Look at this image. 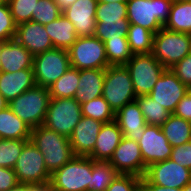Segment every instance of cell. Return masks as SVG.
Listing matches in <instances>:
<instances>
[{"label": "cell", "mask_w": 191, "mask_h": 191, "mask_svg": "<svg viewBox=\"0 0 191 191\" xmlns=\"http://www.w3.org/2000/svg\"><path fill=\"white\" fill-rule=\"evenodd\" d=\"M71 67L68 50L53 48L34 56L35 84L49 88Z\"/></svg>", "instance_id": "8fae6325"}, {"label": "cell", "mask_w": 191, "mask_h": 191, "mask_svg": "<svg viewBox=\"0 0 191 191\" xmlns=\"http://www.w3.org/2000/svg\"><path fill=\"white\" fill-rule=\"evenodd\" d=\"M98 0H77L62 10L75 28L77 37L94 36Z\"/></svg>", "instance_id": "2e32d148"}, {"label": "cell", "mask_w": 191, "mask_h": 191, "mask_svg": "<svg viewBox=\"0 0 191 191\" xmlns=\"http://www.w3.org/2000/svg\"><path fill=\"white\" fill-rule=\"evenodd\" d=\"M79 70L70 67L63 76L48 89L51 98H74L79 85Z\"/></svg>", "instance_id": "83f0119b"}, {"label": "cell", "mask_w": 191, "mask_h": 191, "mask_svg": "<svg viewBox=\"0 0 191 191\" xmlns=\"http://www.w3.org/2000/svg\"><path fill=\"white\" fill-rule=\"evenodd\" d=\"M14 39L33 56L54 48L44 25L33 21L17 25Z\"/></svg>", "instance_id": "e0dca14e"}, {"label": "cell", "mask_w": 191, "mask_h": 191, "mask_svg": "<svg viewBox=\"0 0 191 191\" xmlns=\"http://www.w3.org/2000/svg\"><path fill=\"white\" fill-rule=\"evenodd\" d=\"M147 125L161 126L172 114L148 95L136 98Z\"/></svg>", "instance_id": "f1b7e54d"}, {"label": "cell", "mask_w": 191, "mask_h": 191, "mask_svg": "<svg viewBox=\"0 0 191 191\" xmlns=\"http://www.w3.org/2000/svg\"><path fill=\"white\" fill-rule=\"evenodd\" d=\"M172 3L173 0H128L127 19L155 34L168 20Z\"/></svg>", "instance_id": "277c9868"}, {"label": "cell", "mask_w": 191, "mask_h": 191, "mask_svg": "<svg viewBox=\"0 0 191 191\" xmlns=\"http://www.w3.org/2000/svg\"><path fill=\"white\" fill-rule=\"evenodd\" d=\"M30 140L43 154L45 165L51 174L75 156L69 138L44 125L32 128Z\"/></svg>", "instance_id": "6da1fadb"}, {"label": "cell", "mask_w": 191, "mask_h": 191, "mask_svg": "<svg viewBox=\"0 0 191 191\" xmlns=\"http://www.w3.org/2000/svg\"><path fill=\"white\" fill-rule=\"evenodd\" d=\"M55 1L59 5L61 10H63L65 8H67L68 6H70L71 4H73L77 0H55Z\"/></svg>", "instance_id": "c3c4849f"}, {"label": "cell", "mask_w": 191, "mask_h": 191, "mask_svg": "<svg viewBox=\"0 0 191 191\" xmlns=\"http://www.w3.org/2000/svg\"><path fill=\"white\" fill-rule=\"evenodd\" d=\"M170 70L191 90V53L176 63Z\"/></svg>", "instance_id": "60d3db41"}, {"label": "cell", "mask_w": 191, "mask_h": 191, "mask_svg": "<svg viewBox=\"0 0 191 191\" xmlns=\"http://www.w3.org/2000/svg\"><path fill=\"white\" fill-rule=\"evenodd\" d=\"M13 169L18 182L33 186H43L50 183L51 173L47 170L44 156L31 140L23 146Z\"/></svg>", "instance_id": "9c48e42d"}, {"label": "cell", "mask_w": 191, "mask_h": 191, "mask_svg": "<svg viewBox=\"0 0 191 191\" xmlns=\"http://www.w3.org/2000/svg\"><path fill=\"white\" fill-rule=\"evenodd\" d=\"M141 177L133 174H118L105 191H141Z\"/></svg>", "instance_id": "ab89813d"}, {"label": "cell", "mask_w": 191, "mask_h": 191, "mask_svg": "<svg viewBox=\"0 0 191 191\" xmlns=\"http://www.w3.org/2000/svg\"><path fill=\"white\" fill-rule=\"evenodd\" d=\"M169 159L191 170V141L172 147Z\"/></svg>", "instance_id": "b9f144b4"}, {"label": "cell", "mask_w": 191, "mask_h": 191, "mask_svg": "<svg viewBox=\"0 0 191 191\" xmlns=\"http://www.w3.org/2000/svg\"><path fill=\"white\" fill-rule=\"evenodd\" d=\"M29 140L0 139V167L14 168L23 146Z\"/></svg>", "instance_id": "e575fe53"}, {"label": "cell", "mask_w": 191, "mask_h": 191, "mask_svg": "<svg viewBox=\"0 0 191 191\" xmlns=\"http://www.w3.org/2000/svg\"><path fill=\"white\" fill-rule=\"evenodd\" d=\"M8 107V102L6 99L0 94V111Z\"/></svg>", "instance_id": "681fc988"}, {"label": "cell", "mask_w": 191, "mask_h": 191, "mask_svg": "<svg viewBox=\"0 0 191 191\" xmlns=\"http://www.w3.org/2000/svg\"><path fill=\"white\" fill-rule=\"evenodd\" d=\"M104 45L109 66H124L133 56L128 39L106 40Z\"/></svg>", "instance_id": "836d02e7"}, {"label": "cell", "mask_w": 191, "mask_h": 191, "mask_svg": "<svg viewBox=\"0 0 191 191\" xmlns=\"http://www.w3.org/2000/svg\"><path fill=\"white\" fill-rule=\"evenodd\" d=\"M54 48L68 50L77 39L74 25L63 15L44 25Z\"/></svg>", "instance_id": "d4e9b609"}, {"label": "cell", "mask_w": 191, "mask_h": 191, "mask_svg": "<svg viewBox=\"0 0 191 191\" xmlns=\"http://www.w3.org/2000/svg\"><path fill=\"white\" fill-rule=\"evenodd\" d=\"M114 121L119 125L123 137L134 141L141 138L147 125L136 100L116 111Z\"/></svg>", "instance_id": "ffe728a7"}, {"label": "cell", "mask_w": 191, "mask_h": 191, "mask_svg": "<svg viewBox=\"0 0 191 191\" xmlns=\"http://www.w3.org/2000/svg\"><path fill=\"white\" fill-rule=\"evenodd\" d=\"M106 69L79 70V85L74 99L80 104L102 96Z\"/></svg>", "instance_id": "603a6c76"}, {"label": "cell", "mask_w": 191, "mask_h": 191, "mask_svg": "<svg viewBox=\"0 0 191 191\" xmlns=\"http://www.w3.org/2000/svg\"><path fill=\"white\" fill-rule=\"evenodd\" d=\"M18 182L13 168L0 167V191H8Z\"/></svg>", "instance_id": "7bdbcfd3"}, {"label": "cell", "mask_w": 191, "mask_h": 191, "mask_svg": "<svg viewBox=\"0 0 191 191\" xmlns=\"http://www.w3.org/2000/svg\"><path fill=\"white\" fill-rule=\"evenodd\" d=\"M29 191H52L50 185L33 186L29 184Z\"/></svg>", "instance_id": "7dc6e473"}, {"label": "cell", "mask_w": 191, "mask_h": 191, "mask_svg": "<svg viewBox=\"0 0 191 191\" xmlns=\"http://www.w3.org/2000/svg\"><path fill=\"white\" fill-rule=\"evenodd\" d=\"M70 65L78 70L106 69L105 45L96 36L77 37L68 49Z\"/></svg>", "instance_id": "30bf717a"}, {"label": "cell", "mask_w": 191, "mask_h": 191, "mask_svg": "<svg viewBox=\"0 0 191 191\" xmlns=\"http://www.w3.org/2000/svg\"><path fill=\"white\" fill-rule=\"evenodd\" d=\"M188 33L175 32L162 27L153 36V56L166 68L190 54Z\"/></svg>", "instance_id": "5b68a950"}, {"label": "cell", "mask_w": 191, "mask_h": 191, "mask_svg": "<svg viewBox=\"0 0 191 191\" xmlns=\"http://www.w3.org/2000/svg\"><path fill=\"white\" fill-rule=\"evenodd\" d=\"M81 118V104L76 99L51 98L43 125L69 138Z\"/></svg>", "instance_id": "52a82bcc"}, {"label": "cell", "mask_w": 191, "mask_h": 191, "mask_svg": "<svg viewBox=\"0 0 191 191\" xmlns=\"http://www.w3.org/2000/svg\"><path fill=\"white\" fill-rule=\"evenodd\" d=\"M92 159L75 155L51 174L52 191H91Z\"/></svg>", "instance_id": "7a4b0ae2"}, {"label": "cell", "mask_w": 191, "mask_h": 191, "mask_svg": "<svg viewBox=\"0 0 191 191\" xmlns=\"http://www.w3.org/2000/svg\"><path fill=\"white\" fill-rule=\"evenodd\" d=\"M154 34L136 24H130L128 30V43L133 54H150L153 51Z\"/></svg>", "instance_id": "f546056e"}, {"label": "cell", "mask_w": 191, "mask_h": 191, "mask_svg": "<svg viewBox=\"0 0 191 191\" xmlns=\"http://www.w3.org/2000/svg\"><path fill=\"white\" fill-rule=\"evenodd\" d=\"M138 144L146 167L167 160L171 156L172 146L165 137L161 126L146 125Z\"/></svg>", "instance_id": "5bb4252c"}, {"label": "cell", "mask_w": 191, "mask_h": 191, "mask_svg": "<svg viewBox=\"0 0 191 191\" xmlns=\"http://www.w3.org/2000/svg\"><path fill=\"white\" fill-rule=\"evenodd\" d=\"M17 25L11 15L8 2L0 4V41L12 40L15 37Z\"/></svg>", "instance_id": "f35d334b"}, {"label": "cell", "mask_w": 191, "mask_h": 191, "mask_svg": "<svg viewBox=\"0 0 191 191\" xmlns=\"http://www.w3.org/2000/svg\"><path fill=\"white\" fill-rule=\"evenodd\" d=\"M182 191H191V182L189 184H187Z\"/></svg>", "instance_id": "816d5d0a"}, {"label": "cell", "mask_w": 191, "mask_h": 191, "mask_svg": "<svg viewBox=\"0 0 191 191\" xmlns=\"http://www.w3.org/2000/svg\"><path fill=\"white\" fill-rule=\"evenodd\" d=\"M129 26L128 19L96 22L94 36L99 38L103 43L106 40L127 39Z\"/></svg>", "instance_id": "4dcf8cb0"}, {"label": "cell", "mask_w": 191, "mask_h": 191, "mask_svg": "<svg viewBox=\"0 0 191 191\" xmlns=\"http://www.w3.org/2000/svg\"><path fill=\"white\" fill-rule=\"evenodd\" d=\"M119 174L145 175L144 165L138 141L123 137L108 161Z\"/></svg>", "instance_id": "4fadbf2b"}, {"label": "cell", "mask_w": 191, "mask_h": 191, "mask_svg": "<svg viewBox=\"0 0 191 191\" xmlns=\"http://www.w3.org/2000/svg\"><path fill=\"white\" fill-rule=\"evenodd\" d=\"M34 56L15 39L0 44V72L33 69Z\"/></svg>", "instance_id": "d6986e66"}, {"label": "cell", "mask_w": 191, "mask_h": 191, "mask_svg": "<svg viewBox=\"0 0 191 191\" xmlns=\"http://www.w3.org/2000/svg\"><path fill=\"white\" fill-rule=\"evenodd\" d=\"M130 73L136 96L149 95L166 68L150 54H133L124 65Z\"/></svg>", "instance_id": "ba28073f"}, {"label": "cell", "mask_w": 191, "mask_h": 191, "mask_svg": "<svg viewBox=\"0 0 191 191\" xmlns=\"http://www.w3.org/2000/svg\"><path fill=\"white\" fill-rule=\"evenodd\" d=\"M161 129L172 147L191 141V122L173 113L161 125Z\"/></svg>", "instance_id": "484cf974"}, {"label": "cell", "mask_w": 191, "mask_h": 191, "mask_svg": "<svg viewBox=\"0 0 191 191\" xmlns=\"http://www.w3.org/2000/svg\"><path fill=\"white\" fill-rule=\"evenodd\" d=\"M189 40H190V52H191V33H188Z\"/></svg>", "instance_id": "f5cc1de1"}, {"label": "cell", "mask_w": 191, "mask_h": 191, "mask_svg": "<svg viewBox=\"0 0 191 191\" xmlns=\"http://www.w3.org/2000/svg\"><path fill=\"white\" fill-rule=\"evenodd\" d=\"M31 130L9 107L0 111V139L30 140Z\"/></svg>", "instance_id": "cb8c5ba5"}, {"label": "cell", "mask_w": 191, "mask_h": 191, "mask_svg": "<svg viewBox=\"0 0 191 191\" xmlns=\"http://www.w3.org/2000/svg\"><path fill=\"white\" fill-rule=\"evenodd\" d=\"M140 189L141 191H182V189L178 188L162 187L152 184L144 176L141 177Z\"/></svg>", "instance_id": "f6af8a7d"}, {"label": "cell", "mask_w": 191, "mask_h": 191, "mask_svg": "<svg viewBox=\"0 0 191 191\" xmlns=\"http://www.w3.org/2000/svg\"><path fill=\"white\" fill-rule=\"evenodd\" d=\"M173 114L191 122V90L179 101Z\"/></svg>", "instance_id": "ee69618b"}, {"label": "cell", "mask_w": 191, "mask_h": 191, "mask_svg": "<svg viewBox=\"0 0 191 191\" xmlns=\"http://www.w3.org/2000/svg\"><path fill=\"white\" fill-rule=\"evenodd\" d=\"M81 111L82 116L93 118L102 123H109L115 120V112L103 96L82 103Z\"/></svg>", "instance_id": "d6a6232c"}, {"label": "cell", "mask_w": 191, "mask_h": 191, "mask_svg": "<svg viewBox=\"0 0 191 191\" xmlns=\"http://www.w3.org/2000/svg\"><path fill=\"white\" fill-rule=\"evenodd\" d=\"M128 0H98V2H104V3H113V2H119V3H127Z\"/></svg>", "instance_id": "f907efd6"}, {"label": "cell", "mask_w": 191, "mask_h": 191, "mask_svg": "<svg viewBox=\"0 0 191 191\" xmlns=\"http://www.w3.org/2000/svg\"><path fill=\"white\" fill-rule=\"evenodd\" d=\"M122 138L123 133L115 121L103 123L88 157L95 161H109Z\"/></svg>", "instance_id": "44dd1931"}, {"label": "cell", "mask_w": 191, "mask_h": 191, "mask_svg": "<svg viewBox=\"0 0 191 191\" xmlns=\"http://www.w3.org/2000/svg\"><path fill=\"white\" fill-rule=\"evenodd\" d=\"M188 91L179 78L170 69H166L148 96L173 113Z\"/></svg>", "instance_id": "9a60e30c"}, {"label": "cell", "mask_w": 191, "mask_h": 191, "mask_svg": "<svg viewBox=\"0 0 191 191\" xmlns=\"http://www.w3.org/2000/svg\"><path fill=\"white\" fill-rule=\"evenodd\" d=\"M8 191H29V184L19 182Z\"/></svg>", "instance_id": "bcb514c9"}, {"label": "cell", "mask_w": 191, "mask_h": 191, "mask_svg": "<svg viewBox=\"0 0 191 191\" xmlns=\"http://www.w3.org/2000/svg\"><path fill=\"white\" fill-rule=\"evenodd\" d=\"M118 174L108 161L92 159L91 191H105Z\"/></svg>", "instance_id": "1f68e13d"}, {"label": "cell", "mask_w": 191, "mask_h": 191, "mask_svg": "<svg viewBox=\"0 0 191 191\" xmlns=\"http://www.w3.org/2000/svg\"><path fill=\"white\" fill-rule=\"evenodd\" d=\"M7 2L16 25L32 21L38 0H8Z\"/></svg>", "instance_id": "8d00e7d4"}, {"label": "cell", "mask_w": 191, "mask_h": 191, "mask_svg": "<svg viewBox=\"0 0 191 191\" xmlns=\"http://www.w3.org/2000/svg\"><path fill=\"white\" fill-rule=\"evenodd\" d=\"M178 1H188V2H191V0H178Z\"/></svg>", "instance_id": "db71d44e"}, {"label": "cell", "mask_w": 191, "mask_h": 191, "mask_svg": "<svg viewBox=\"0 0 191 191\" xmlns=\"http://www.w3.org/2000/svg\"><path fill=\"white\" fill-rule=\"evenodd\" d=\"M164 28L182 33H191V2L173 0Z\"/></svg>", "instance_id": "4316f807"}, {"label": "cell", "mask_w": 191, "mask_h": 191, "mask_svg": "<svg viewBox=\"0 0 191 191\" xmlns=\"http://www.w3.org/2000/svg\"><path fill=\"white\" fill-rule=\"evenodd\" d=\"M62 15V10L55 0H38L32 21L45 25Z\"/></svg>", "instance_id": "d590c367"}, {"label": "cell", "mask_w": 191, "mask_h": 191, "mask_svg": "<svg viewBox=\"0 0 191 191\" xmlns=\"http://www.w3.org/2000/svg\"><path fill=\"white\" fill-rule=\"evenodd\" d=\"M102 96L114 112L136 100L137 96L130 73L125 66H108L106 68Z\"/></svg>", "instance_id": "8992f818"}, {"label": "cell", "mask_w": 191, "mask_h": 191, "mask_svg": "<svg viewBox=\"0 0 191 191\" xmlns=\"http://www.w3.org/2000/svg\"><path fill=\"white\" fill-rule=\"evenodd\" d=\"M95 17L96 22H104L105 20L127 19V3L98 2Z\"/></svg>", "instance_id": "74e56055"}, {"label": "cell", "mask_w": 191, "mask_h": 191, "mask_svg": "<svg viewBox=\"0 0 191 191\" xmlns=\"http://www.w3.org/2000/svg\"><path fill=\"white\" fill-rule=\"evenodd\" d=\"M5 2V0H0V4H2V3H4Z\"/></svg>", "instance_id": "11a10c76"}, {"label": "cell", "mask_w": 191, "mask_h": 191, "mask_svg": "<svg viewBox=\"0 0 191 191\" xmlns=\"http://www.w3.org/2000/svg\"><path fill=\"white\" fill-rule=\"evenodd\" d=\"M35 85L33 69L0 72V94L8 103Z\"/></svg>", "instance_id": "7402d4cb"}, {"label": "cell", "mask_w": 191, "mask_h": 191, "mask_svg": "<svg viewBox=\"0 0 191 191\" xmlns=\"http://www.w3.org/2000/svg\"><path fill=\"white\" fill-rule=\"evenodd\" d=\"M144 177L152 184L183 189L191 182V170L167 159L149 165Z\"/></svg>", "instance_id": "7c38bea8"}, {"label": "cell", "mask_w": 191, "mask_h": 191, "mask_svg": "<svg viewBox=\"0 0 191 191\" xmlns=\"http://www.w3.org/2000/svg\"><path fill=\"white\" fill-rule=\"evenodd\" d=\"M102 125L101 121L82 116L69 137L75 155L88 156L93 151Z\"/></svg>", "instance_id": "ac0fdd59"}, {"label": "cell", "mask_w": 191, "mask_h": 191, "mask_svg": "<svg viewBox=\"0 0 191 191\" xmlns=\"http://www.w3.org/2000/svg\"><path fill=\"white\" fill-rule=\"evenodd\" d=\"M51 97L49 89L35 85L8 103V107L31 128L43 125Z\"/></svg>", "instance_id": "3957f363"}]
</instances>
